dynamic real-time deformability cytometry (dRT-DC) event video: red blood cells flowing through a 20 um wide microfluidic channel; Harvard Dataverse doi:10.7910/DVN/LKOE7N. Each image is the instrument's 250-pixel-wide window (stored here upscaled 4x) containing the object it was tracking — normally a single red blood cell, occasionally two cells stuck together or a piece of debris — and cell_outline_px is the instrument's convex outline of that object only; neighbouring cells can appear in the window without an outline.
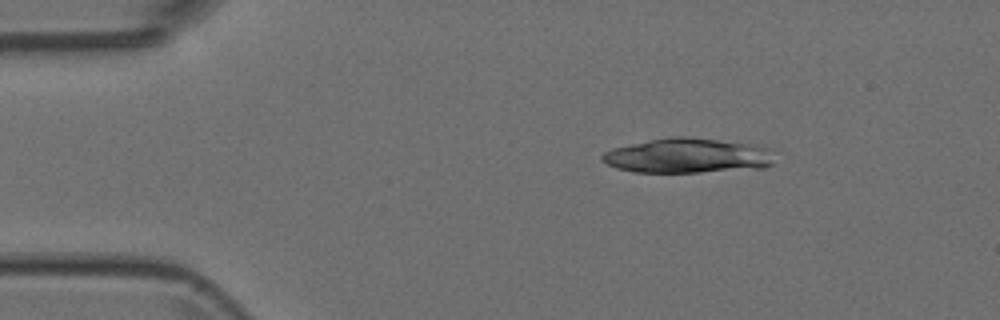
{"species": "Egyptian fruit bat (a non-hibernating species)", "species_latin": "Rousettus aegyptiacus", "temperature_condition": "room temperature", "stored_images_in_passage": 4, "camera_frame_rate_fps": 3000, "um_per_image_px": 0.085, "animal": {"sex": "female"}, "frame": {"image": 1, "passage_image": 4, "time_ms": 1.0, "image_size_px": [1000, 320], "cell_outline_px": [[772, 164], [764, 168], [700, 172], [632, 172], [616, 168], [600, 160], [600, 156], [604, 152], [612, 148], [672, 136], [688, 136], [760, 144], [768, 148]], "centroid_in_image_um": [58.45, 13.23], "position_along_channel_um": 26.6, "area_um2": 35.14}}